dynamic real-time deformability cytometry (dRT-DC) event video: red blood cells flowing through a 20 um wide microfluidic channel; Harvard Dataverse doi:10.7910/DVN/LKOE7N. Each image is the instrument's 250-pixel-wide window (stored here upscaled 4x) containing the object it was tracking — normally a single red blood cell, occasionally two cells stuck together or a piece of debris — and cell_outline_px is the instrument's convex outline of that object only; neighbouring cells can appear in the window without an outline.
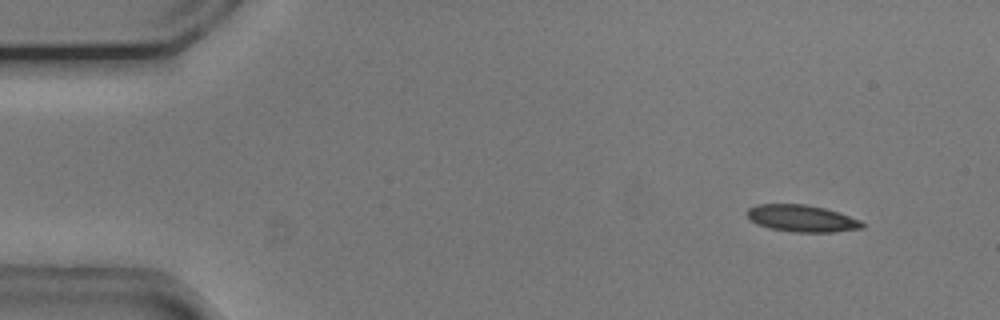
{"species": "common noctule bat (a hibernating species)", "species_latin": "Nyctalus noctula", "temperature_condition": "cold", "stored_images_in_passage": 54, "camera_frame_rate_fps": 3000, "um_per_image_px": 0.085, "animal": {"sex": "male", "body_mass_g": 20.5, "forearm_length_mm": 52.5}, "frame": {"image": 1, "passage_image": 5, "time_ms": 1.333, "image_size_px": [1000, 320], "cell_outline_px": [[864, 228], [832, 232], [792, 232], [768, 228], [756, 224], [748, 216], [748, 208], [756, 204], [804, 204], [824, 208], [860, 220], [864, 224]], "centroid_in_image_um": [68.13, 18.57], "position_along_channel_um": 16.9, "area_um2": 17.92}}
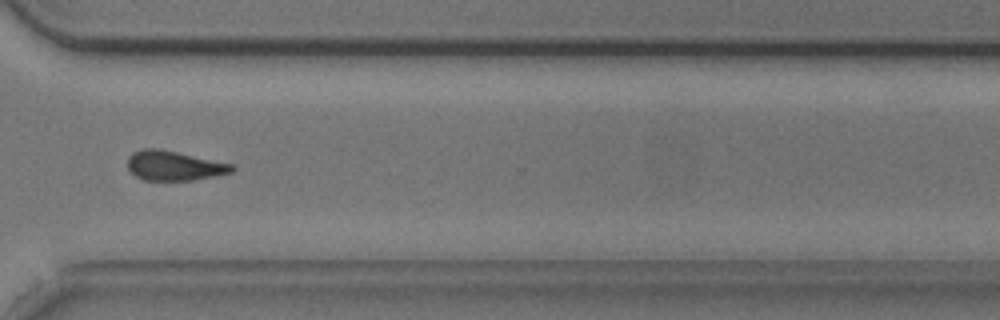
{"frame": {"image": 2, "passage_image": 40, "time_ms": 13.0, "image_size_px": [1000, 320], "cell_outline_px": [[236, 168], [232, 172], [216, 176], [192, 180], [144, 180], [136, 176], [128, 168], [128, 156], [132, 152], [144, 148], [160, 148], [232, 164]], "centroid_in_image_um": [14.79, 14.07], "position_along_channel_um": 355.8, "area_um2": 18.03}}
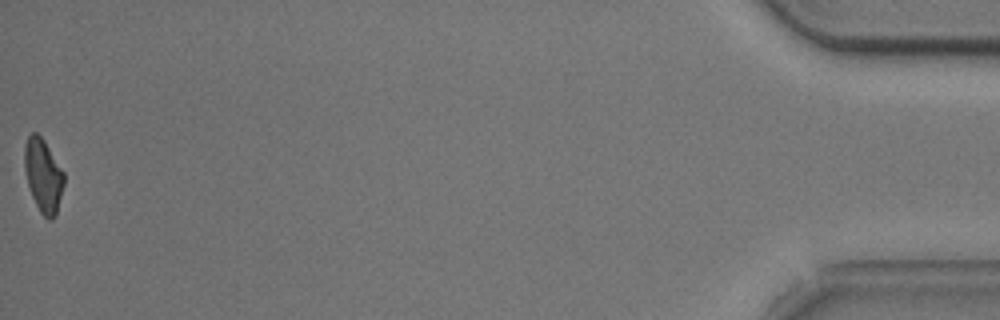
{"frame": {"image": 3, "passage_image": 54, "time_ms": 17.667, "image_size_px": [1000, 320], "cell_outline_px": [[64, 184], [56, 216], [52, 220], [48, 220], [40, 212], [32, 196], [28, 184], [24, 168], [24, 144], [28, 136], [32, 132], [36, 132], [44, 140], [64, 172]], "centroid_in_image_um": [3.67, 14.92], "position_along_channel_um": 431.5, "area_um2": 16.94}, "authors_computed_cell_mechanics": {"area_um2": 18.3515, "velocity_mm_per_s": 3.7371, "shape_relaxation_time_tau1_ms": 3.5534, "shape_relaxation_time_tau2_ms": null, "deformation_change_tau1": 0.1165, "deformation_change_tau2": null}}